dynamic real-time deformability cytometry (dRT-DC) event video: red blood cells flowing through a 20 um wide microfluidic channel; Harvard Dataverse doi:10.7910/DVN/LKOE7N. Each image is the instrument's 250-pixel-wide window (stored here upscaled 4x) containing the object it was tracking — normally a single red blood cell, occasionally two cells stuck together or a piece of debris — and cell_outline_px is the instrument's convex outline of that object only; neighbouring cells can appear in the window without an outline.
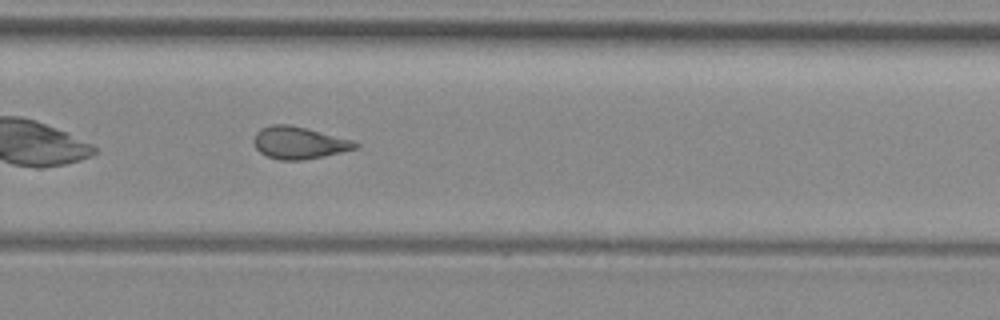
{"species": "common noctule bat (a hibernating species)", "species_latin": "Nyctalus noctula", "temperature_condition": "room temperature", "stored_images_in_passage": 31, "camera_frame_rate_fps": 3000, "um_per_image_px": 0.085, "animal": {"sex": "female", "body_mass_g": 29.2, "forearm_length_mm": 56.3}, "frame": {"image": 1, "passage_image": 18, "time_ms": 5.667, "image_size_px": [1000, 320], "cell_outline_px": [[360, 148], [324, 156], [304, 160], [280, 160], [268, 156], [260, 152], [256, 148], [252, 140], [256, 132], [260, 128], [272, 124], [288, 124], [352, 140], [360, 144]], "centroid_in_image_um": [25.4, 12.14], "position_along_channel_um": 304.4, "area_um2": 19.02}}
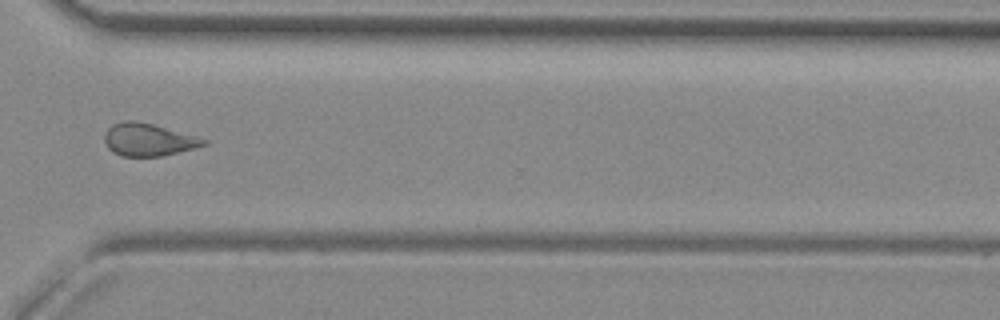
{"frame": {"image": 2, "passage_image": 22, "time_ms": 7.0, "image_size_px": [1000, 320], "cell_outline_px": [[208, 144], [160, 156], [120, 156], [112, 152], [108, 148], [104, 140], [104, 132], [112, 124], [124, 120], [136, 120], [152, 124], [196, 136], [208, 140]], "centroid_in_image_um": [12.55, 11.86], "position_along_channel_um": 358.1, "area_um2": 18.73}}